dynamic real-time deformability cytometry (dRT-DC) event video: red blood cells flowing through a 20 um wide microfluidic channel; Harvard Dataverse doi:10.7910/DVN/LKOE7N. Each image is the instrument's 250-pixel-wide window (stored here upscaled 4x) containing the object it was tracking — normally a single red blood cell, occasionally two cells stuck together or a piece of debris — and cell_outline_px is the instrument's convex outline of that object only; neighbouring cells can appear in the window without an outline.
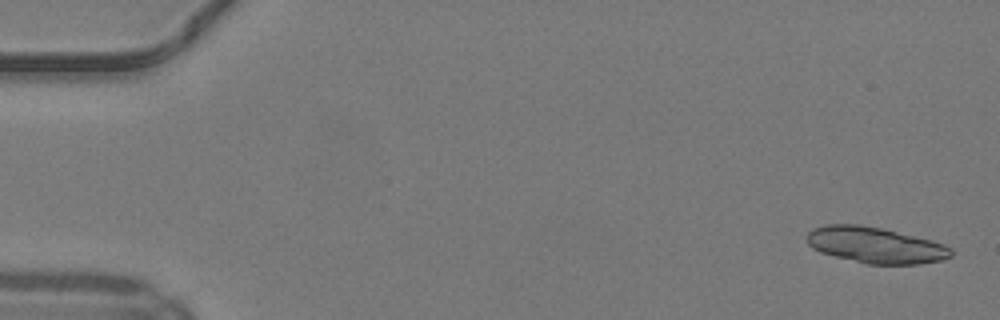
{"species": "common noctule bat (a hibernating species)", "species_latin": "Nyctalus noctula", "temperature_condition": "warm", "stored_images_in_passage": 31, "segment_of_instrument_passage": [1, 2], "camera_frame_rate_fps": 3000, "um_per_image_px": 0.085, "animal": {"sex": "male", "body_mass_g": 19.2, "forearm_length_mm": 51.8}, "frame": {"image": 1, "passage_image": 2, "time_ms": 0.333, "image_size_px": [1000, 320], "cell_outline_px": [[952, 256], [940, 260], [920, 264], [868, 264], [820, 252], [812, 248], [808, 244], [804, 236], [812, 228], [824, 224], [860, 224], [880, 228], [932, 240], [944, 244], [952, 248]], "centroid_in_image_um": [74.37, 20.82], "position_along_channel_um": 10.6, "area_um2": 30.35}}